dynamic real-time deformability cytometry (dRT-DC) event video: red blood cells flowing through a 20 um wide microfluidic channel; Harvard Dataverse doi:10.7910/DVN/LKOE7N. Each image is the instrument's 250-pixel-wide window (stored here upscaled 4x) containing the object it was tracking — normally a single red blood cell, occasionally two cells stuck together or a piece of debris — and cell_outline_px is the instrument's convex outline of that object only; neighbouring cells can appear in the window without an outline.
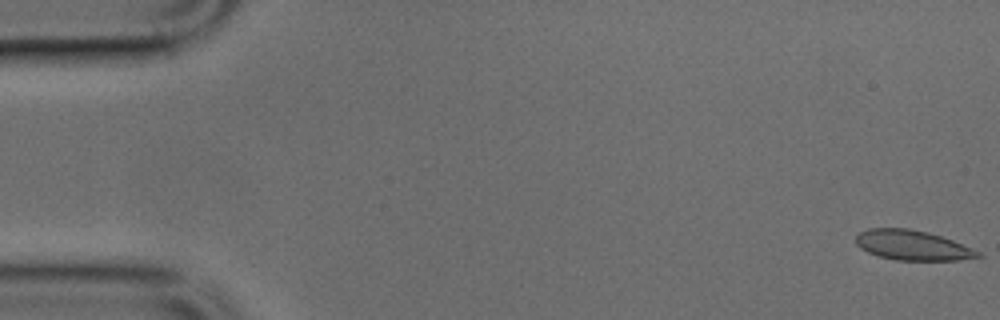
{"species": "common noctule bat (a hibernating species)", "species_latin": "Nyctalus noctula", "temperature_condition": "cold", "stored_images_in_passage": 49, "camera_frame_rate_fps": 3000, "um_per_image_px": 0.085, "animal": {"sex": "male", "body_mass_g": 17.9, "forearm_length_mm": 54.2}, "frame": {"image": 1, "passage_image": 1, "time_ms": 0.0, "image_size_px": [1000, 320], "cell_outline_px": [[984, 256], [960, 260], [896, 260], [880, 256], [868, 252], [860, 248], [856, 244], [856, 236], [860, 232], [868, 228], [908, 228], [928, 232], [952, 240], [980, 252]], "centroid_in_image_um": [77.55, 20.84], "position_along_channel_um": 7.5, "area_um2": 21.15}}
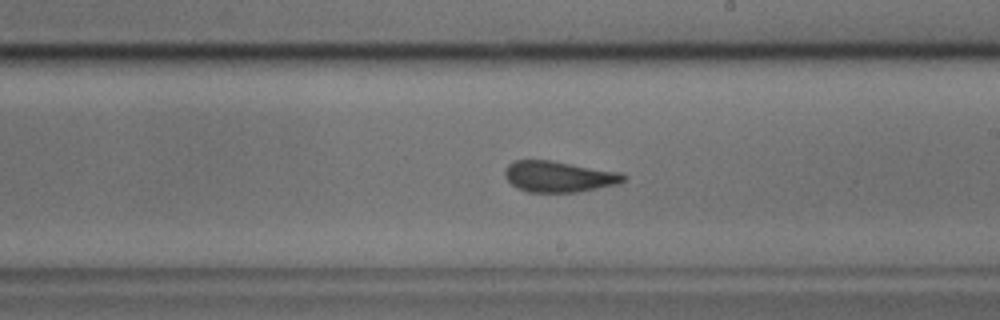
{"frame": {"image": 2, "passage_image": 28, "time_ms": 9.0, "image_size_px": [1000, 320], "cell_outline_px": [[628, 176], [620, 184], [576, 192], [528, 192], [516, 188], [504, 176], [504, 168], [508, 164], [516, 160], [552, 160], [624, 172]], "centroid_in_image_um": [47.54, 15.0], "position_along_channel_um": 241.5, "area_um2": 21.85}}
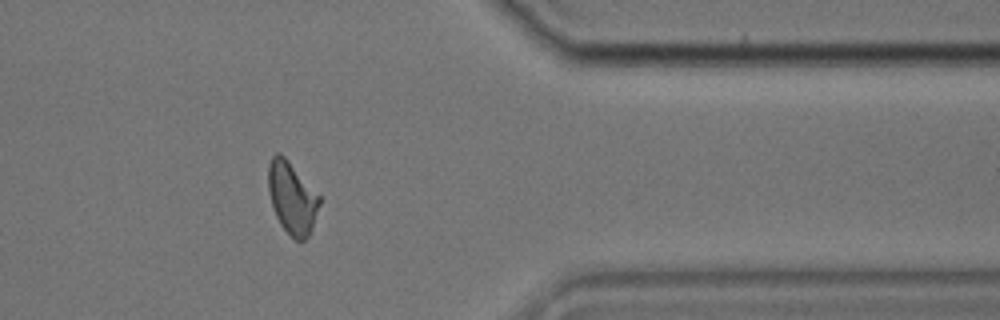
{"frame": {"image": 3, "passage_image": 40, "time_ms": 13.0, "image_size_px": [1000, 320], "cell_outline_px": [[320, 204], [312, 228], [308, 236], [304, 240], [296, 240], [280, 224], [276, 216], [268, 192], [268, 164], [272, 156], [276, 152], [280, 152], [288, 160], [320, 196]], "centroid_in_image_um": [24.81, 16.79], "position_along_channel_um": 386.6, "area_um2": 21.27}}